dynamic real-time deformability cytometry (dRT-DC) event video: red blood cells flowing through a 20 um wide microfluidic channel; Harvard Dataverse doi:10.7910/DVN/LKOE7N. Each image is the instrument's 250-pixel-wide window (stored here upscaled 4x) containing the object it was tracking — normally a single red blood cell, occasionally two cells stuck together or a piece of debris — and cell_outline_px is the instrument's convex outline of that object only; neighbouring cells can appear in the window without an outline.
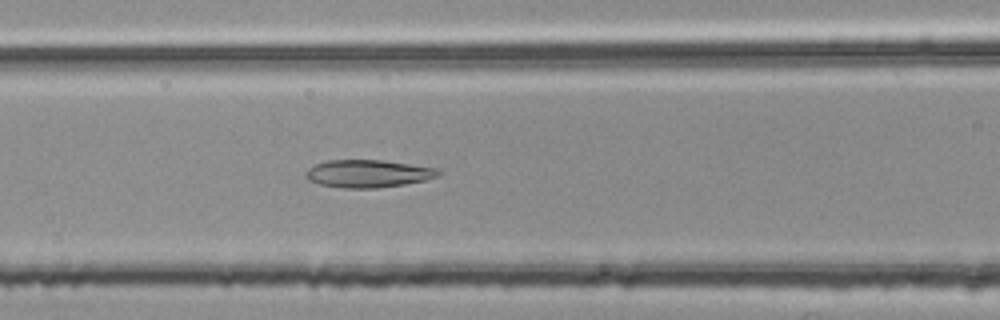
{"species": "common noctule bat (a hibernating species)", "species_latin": "Nyctalus noctula", "temperature_condition": "room temperature", "stored_images_in_passage": 42, "camera_frame_rate_fps": 3000, "um_per_image_px": 0.085, "animal": {"sex": "female", "body_mass_g": 25.1}, "frame": {"image": 1, "passage_image": 11, "time_ms": 3.333, "image_size_px": [1000, 320], "cell_outline_px": [[440, 176], [424, 180], [404, 184], [376, 188], [344, 188], [320, 184], [308, 180], [304, 176], [304, 172], [308, 168], [316, 164], [328, 160], [380, 160], [436, 168], [440, 172]], "centroid_in_image_um": [31.24, 14.76], "position_along_channel_um": 135.4, "area_um2": 21.21}}
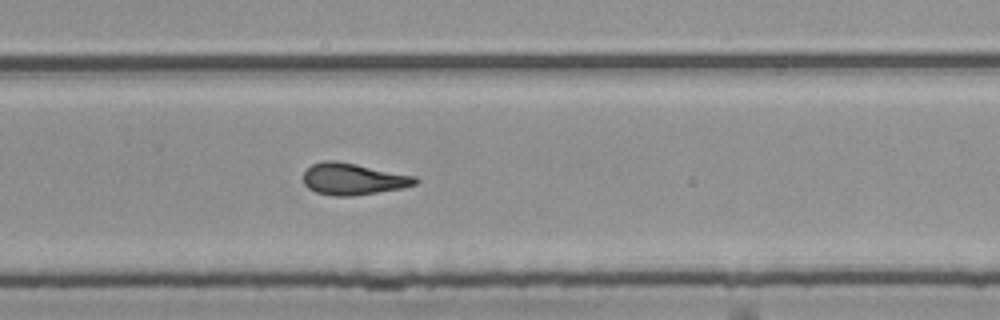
{"frame": {"image": 2, "passage_image": 24, "time_ms": 7.667, "image_size_px": [1000, 320], "cell_outline_px": [[420, 180], [416, 184], [400, 188], [376, 192], [348, 196], [336, 196], [316, 192], [308, 188], [304, 184], [304, 172], [312, 164], [324, 160], [336, 160], [416, 176]], "centroid_in_image_um": [30.01, 15.2], "position_along_channel_um": 299.8, "area_um2": 20.46}}
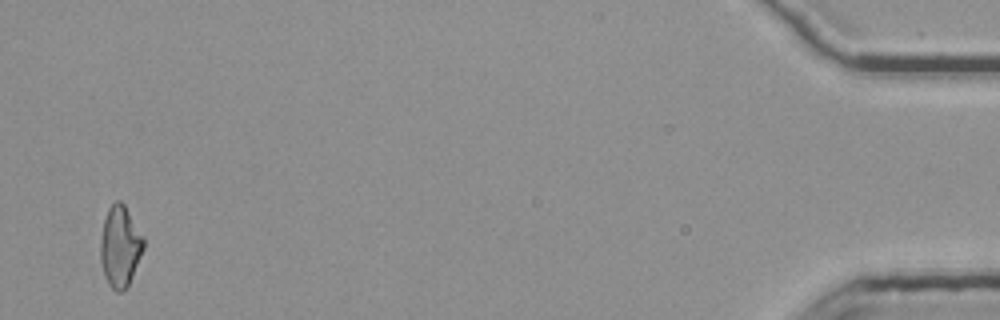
{"frame": {"image": 3, "passage_image": 41, "time_ms": 13.333, "image_size_px": [1000, 320], "cell_outline_px": [[144, 248], [128, 284], [120, 292], [116, 292], [108, 284], [104, 276], [100, 260], [100, 236], [104, 220], [108, 208], [116, 200], [120, 200], [124, 204], [144, 240]], "centroid_in_image_um": [10.17, 20.94], "position_along_channel_um": 425.0, "area_um2": 20.06}, "authors_computed_cell_mechanics": {"area_um2": 20.23, "velocity_mm_per_s": 3.8078, "shape_relaxation_time_tau1_ms": null, "shape_relaxation_time_tau2_ms": 2.5381, "deformation_change_tau1": null, "deformation_change_tau2": 0.1264}}